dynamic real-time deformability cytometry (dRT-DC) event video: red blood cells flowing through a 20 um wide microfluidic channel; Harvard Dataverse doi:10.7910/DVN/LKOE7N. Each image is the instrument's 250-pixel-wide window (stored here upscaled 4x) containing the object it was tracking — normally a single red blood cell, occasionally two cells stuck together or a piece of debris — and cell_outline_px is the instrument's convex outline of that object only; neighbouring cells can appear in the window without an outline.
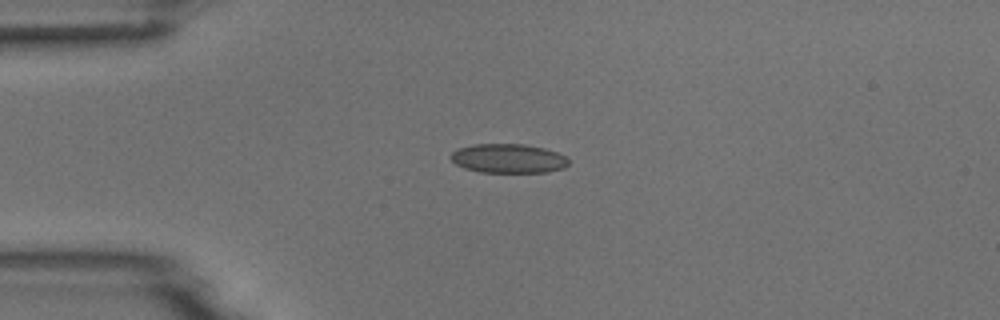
{"species": "common noctule bat (a hibernating species)", "species_latin": "Nyctalus noctula", "temperature_condition": "room temperature", "stored_images_in_passage": 4, "camera_frame_rate_fps": 3000, "um_per_image_px": 0.085, "animal": {"sex": "male", "body_mass_g": 18.8}, "frame": {"image": 1, "passage_image": 3, "time_ms": 3.333, "image_size_px": [1000, 320], "cell_outline_px": [[568, 164], [564, 168], [548, 172], [480, 172], [464, 168], [456, 164], [448, 156], [452, 152], [460, 148], [476, 144], [524, 144], [544, 148], [556, 152], [564, 156], [568, 160]], "centroid_in_image_um": [43.2, 13.47], "position_along_channel_um": 41.8, "area_um2": 19.94}}